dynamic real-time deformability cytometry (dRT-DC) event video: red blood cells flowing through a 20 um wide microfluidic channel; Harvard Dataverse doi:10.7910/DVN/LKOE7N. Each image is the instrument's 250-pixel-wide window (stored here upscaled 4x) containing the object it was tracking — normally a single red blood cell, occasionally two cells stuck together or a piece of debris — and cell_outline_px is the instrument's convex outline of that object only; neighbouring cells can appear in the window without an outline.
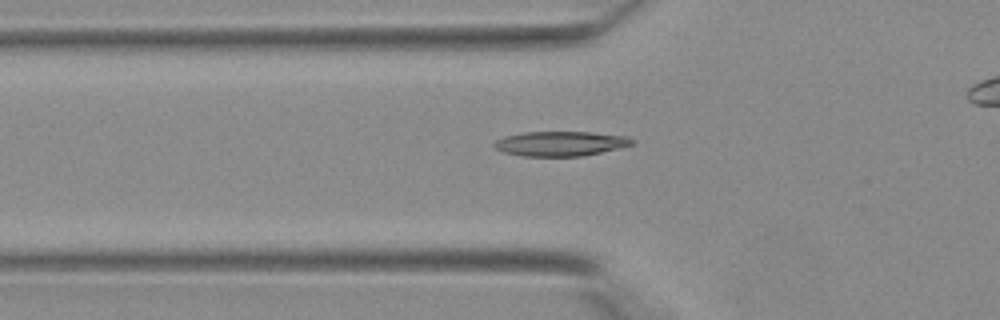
{"species": "Egyptian fruit bat (a non-hibernating species)", "species_latin": "Rousettus aegyptiacus", "temperature_condition": "warm", "stored_images_in_passage": 25, "camera_frame_rate_fps": 3000, "um_per_image_px": 0.085, "animal": {"sex": "female"}, "frame": {"image": 1, "passage_image": 3, "time_ms": 0.667, "image_size_px": [1000, 320], "cell_outline_px": [[636, 140], [632, 144], [600, 152], [580, 156], [524, 156], [504, 152], [496, 148], [492, 144], [496, 140], [504, 136], [524, 132], [592, 132], [628, 136]], "centroid_in_image_um": [47.63, 12.19], "position_along_channel_um": 78.2, "area_um2": 19.71}}
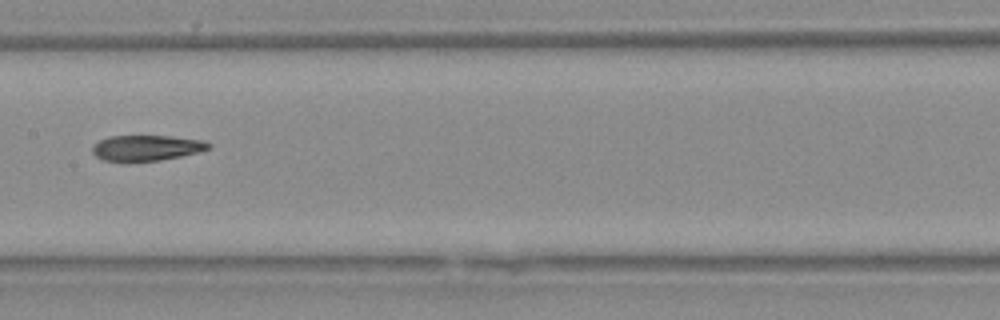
{"frame": {"image": 2, "passage_image": 10, "time_ms": 3.0, "image_size_px": [1000, 320], "cell_outline_px": [[212, 148], [200, 152], [160, 160], [128, 164], [104, 160], [96, 156], [92, 152], [92, 144], [108, 136], [172, 136], [204, 140], [212, 144]], "centroid_in_image_um": [12.44, 12.6], "position_along_channel_um": 195.0, "area_um2": 18.03}}
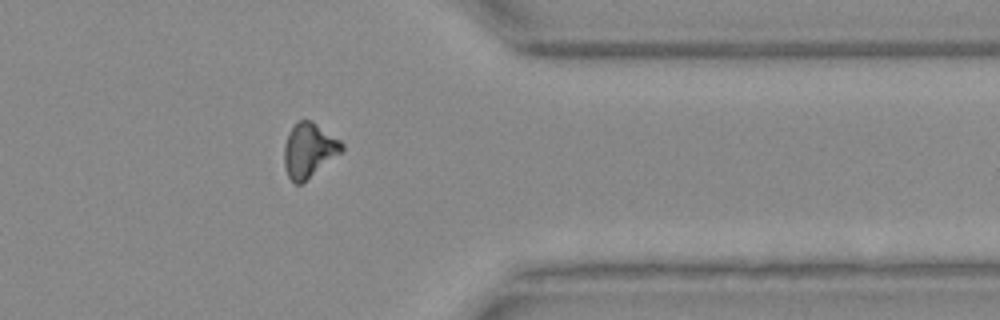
{"frame": {"image": 3, "passage_image": 22, "time_ms": 7.0, "image_size_px": [1000, 320], "cell_outline_px": [[344, 152], [300, 184], [296, 184], [288, 176], [284, 168], [284, 144], [292, 128], [300, 120], [312, 120], [340, 140], [344, 144]], "centroid_in_image_um": [26.29, 12.77], "position_along_channel_um": 385.1, "area_um2": 18.26}}